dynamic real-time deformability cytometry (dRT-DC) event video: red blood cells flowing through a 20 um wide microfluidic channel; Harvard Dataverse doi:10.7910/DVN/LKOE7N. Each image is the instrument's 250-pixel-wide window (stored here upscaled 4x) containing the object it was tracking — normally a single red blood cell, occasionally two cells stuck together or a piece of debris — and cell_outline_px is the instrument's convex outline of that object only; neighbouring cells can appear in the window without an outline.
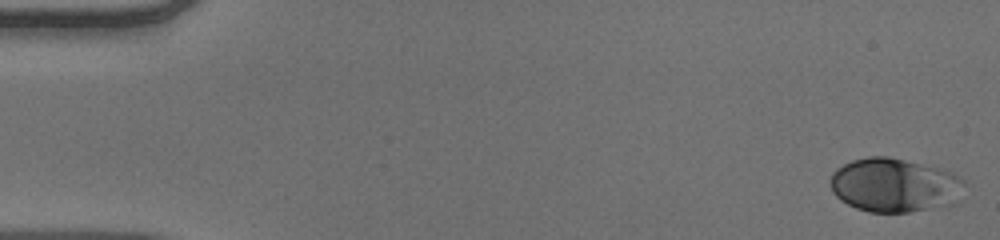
{"species": "human", "species_latin": "Homo sapiens", "temperature_condition": "warm", "stored_images_in_passage": 52, "camera_frame_rate_fps": 3000, "um_per_image_px": 0.085, "donor": {"sex": "male"}, "frame": {"image": 1, "passage_image": 1, "time_ms": 0.0, "image_size_px": [1000, 240], "cell_outline_px": [[964, 184], [956, 204], [908, 212], [868, 212], [856, 208], [840, 200], [832, 192], [828, 180], [832, 172], [836, 168], [852, 160], [868, 156], [888, 156], [952, 172], [964, 180]], "centroid_in_image_um": [75.99, 15.74], "position_along_channel_um": 9.0, "area_um2": 42.25}}
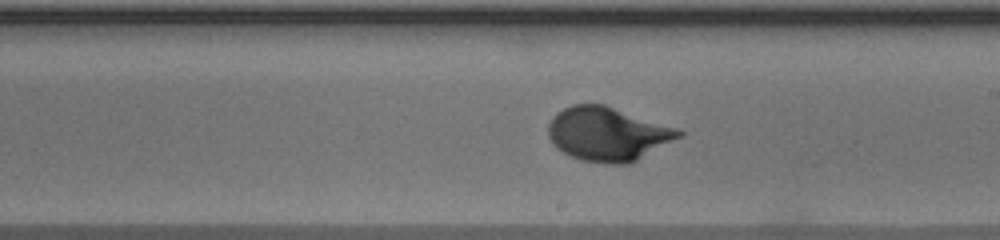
{"frame": {"image": 2, "passage_image": 30, "time_ms": 9.667, "image_size_px": [1000, 240], "cell_outline_px": [[684, 136], [628, 164], [608, 164], [580, 160], [556, 148], [552, 144], [548, 136], [548, 124], [552, 116], [556, 112], [572, 104], [604, 104], [676, 128], [684, 132]], "centroid_in_image_um": [51.63, 11.39], "position_along_channel_um": 237.4, "area_um2": 40.98}}
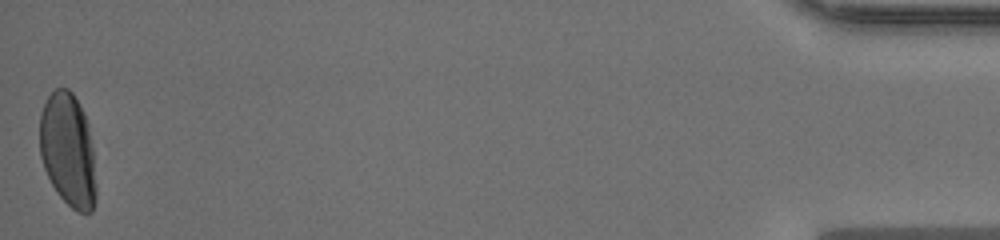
{"frame": {"image": 3, "passage_image": 52, "time_ms": 17.0, "image_size_px": [1000, 240], "cell_outline_px": [[96, 196], [92, 212], [80, 212], [72, 208], [56, 192], [44, 168], [40, 156], [40, 112], [48, 96], [56, 88], [68, 88], [72, 92], [88, 124], [92, 148], [96, 184]], "centroid_in_image_um": [5.77, 12.77], "position_along_channel_um": 429.4, "area_um2": 37.05}, "authors_computed_cell_mechanics": {"area_um2": 38.9572, "velocity_mm_per_s": 3.8975, "shape_relaxation_time_tau1_ms": 3.2638, "shape_relaxation_time_tau2_ms": null, "deformation_change_tau1": 0.1737, "deformation_change_tau2": null}}